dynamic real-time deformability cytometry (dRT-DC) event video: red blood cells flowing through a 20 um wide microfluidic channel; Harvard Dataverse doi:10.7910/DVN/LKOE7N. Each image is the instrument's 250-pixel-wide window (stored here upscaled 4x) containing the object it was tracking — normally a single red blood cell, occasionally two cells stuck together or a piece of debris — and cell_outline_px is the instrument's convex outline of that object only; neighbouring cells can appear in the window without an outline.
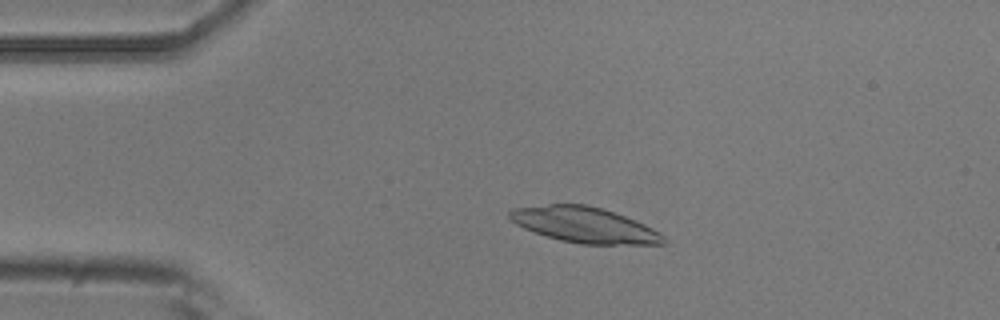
{"species": "common noctule bat (a hibernating species)", "species_latin": "Nyctalus noctula", "temperature_condition": "room temperature", "stored_images_in_passage": 4, "camera_frame_rate_fps": 3000, "um_per_image_px": 0.085, "animal": {"sex": "male", "body_mass_g": 20.5, "forearm_length_mm": 52.5}, "frame": {"image": 1, "passage_image": 3, "time_ms": 2.333, "image_size_px": [1000, 320], "cell_outline_px": [[668, 240], [664, 244], [580, 244], [560, 240], [524, 228], [516, 224], [508, 216], [508, 212], [512, 208], [548, 204], [588, 204], [604, 208], [636, 220], [660, 232]], "centroid_in_image_um": [49.7, 19.11], "position_along_channel_um": 35.3, "area_um2": 31.96}}